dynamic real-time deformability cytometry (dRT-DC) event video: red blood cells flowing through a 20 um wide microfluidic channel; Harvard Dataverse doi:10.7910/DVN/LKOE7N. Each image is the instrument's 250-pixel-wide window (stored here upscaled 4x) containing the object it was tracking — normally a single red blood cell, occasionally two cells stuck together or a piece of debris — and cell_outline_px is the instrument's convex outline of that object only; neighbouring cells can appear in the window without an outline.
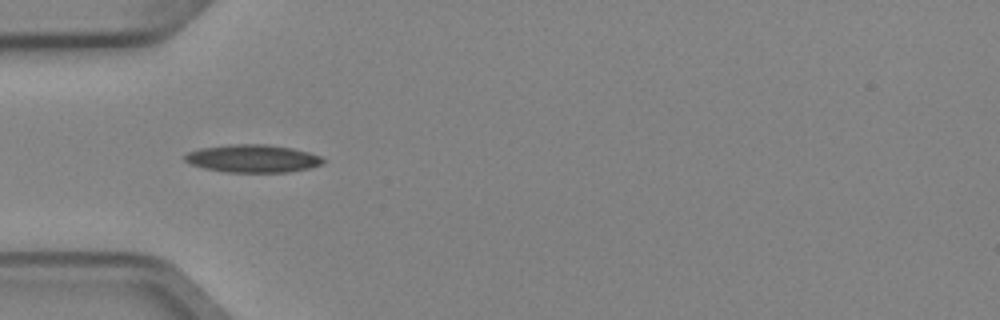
{"species": "Egyptian fruit bat (a non-hibernating species)", "species_latin": "Rousettus aegyptiacus", "temperature_condition": "cold", "stored_images_in_passage": 5, "camera_frame_rate_fps": 3000, "um_per_image_px": 0.085, "animal": {"sex": "female"}, "frame": {"image": 1, "passage_image": 4, "time_ms": 1.0, "image_size_px": [1000, 320], "cell_outline_px": [[324, 164], [308, 168], [288, 172], [228, 172], [204, 168], [192, 164], [184, 160], [184, 156], [188, 152], [200, 148], [232, 144], [268, 144], [292, 148], [308, 152], [320, 156], [324, 160]], "centroid_in_image_um": [21.49, 13.47], "position_along_channel_um": 63.5, "area_um2": 22.31}}
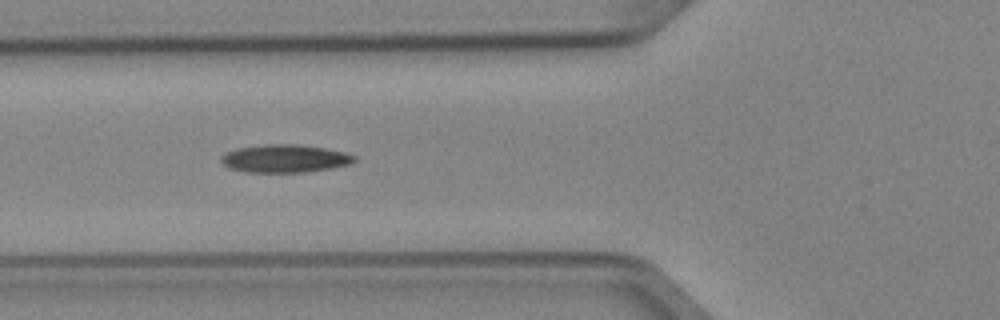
{"frame": {"image": 2, "passage_image": 5, "time_ms": 1.333, "image_size_px": [1000, 320], "cell_outline_px": [[356, 160], [352, 164], [332, 168], [304, 172], [244, 172], [228, 168], [220, 160], [220, 156], [236, 148], [264, 144], [300, 144], [324, 148], [344, 152], [356, 156]], "centroid_in_image_um": [24.21, 13.47], "position_along_channel_um": 101.6, "area_um2": 21.85}}